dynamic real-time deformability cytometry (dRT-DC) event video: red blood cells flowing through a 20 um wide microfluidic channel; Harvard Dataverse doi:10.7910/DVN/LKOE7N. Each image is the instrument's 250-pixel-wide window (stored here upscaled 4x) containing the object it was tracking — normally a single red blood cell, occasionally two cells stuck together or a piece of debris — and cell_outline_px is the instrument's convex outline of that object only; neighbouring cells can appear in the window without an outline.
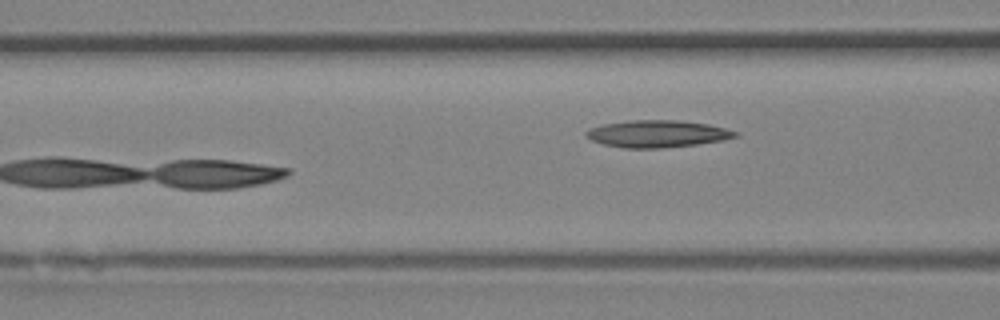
{"species": "Egyptian fruit bat (a non-hibernating species)", "species_latin": "Rousettus aegyptiacus", "temperature_condition": "room temperature", "stored_images_in_passage": 9, "camera_frame_rate_fps": 3000, "um_per_image_px": 0.085, "animal": {"sex": "female"}, "frame": {"image": 1, "passage_image": 9, "time_ms": 2.667, "image_size_px": [1000, 320], "cell_outline_px": [[740, 136], [724, 140], [696, 144], [664, 148], [624, 148], [604, 144], [592, 140], [584, 132], [588, 128], [604, 124], [628, 120], [680, 120], [708, 124], [740, 132]], "centroid_in_image_um": [55.91, 11.37], "position_along_channel_um": 110.7, "area_um2": 23.64}}